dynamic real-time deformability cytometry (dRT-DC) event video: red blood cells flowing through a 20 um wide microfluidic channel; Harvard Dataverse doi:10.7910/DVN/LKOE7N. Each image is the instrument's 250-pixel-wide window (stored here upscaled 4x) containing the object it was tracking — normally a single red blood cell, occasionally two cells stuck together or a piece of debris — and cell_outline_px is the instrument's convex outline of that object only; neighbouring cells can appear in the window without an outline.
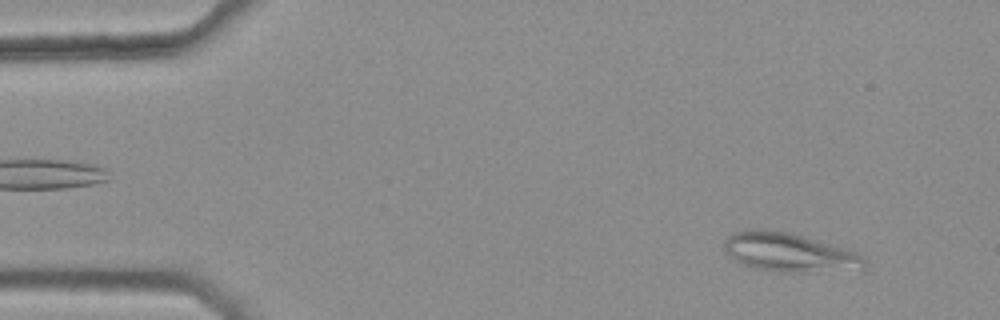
{"species": "common noctule bat (a hibernating species)", "species_latin": "Nyctalus noctula", "temperature_condition": "warm", "stored_images_in_passage": 5, "camera_frame_rate_fps": 3000, "um_per_image_px": 0.085, "animal": {"sex": "female", "body_mass_g": 25.1}, "frame": {"image": 1, "passage_image": 5, "time_ms": 1.333, "image_size_px": [1000, 320], "cell_outline_px": [[864, 272], [776, 272], [756, 268], [744, 264], [728, 256], [724, 252], [724, 240], [732, 232], [752, 228], [768, 228], [788, 232], [804, 236], [856, 252], [864, 256]], "centroid_in_image_um": [67.11, 21.47], "position_along_channel_um": 17.9, "area_um2": 32.54}}